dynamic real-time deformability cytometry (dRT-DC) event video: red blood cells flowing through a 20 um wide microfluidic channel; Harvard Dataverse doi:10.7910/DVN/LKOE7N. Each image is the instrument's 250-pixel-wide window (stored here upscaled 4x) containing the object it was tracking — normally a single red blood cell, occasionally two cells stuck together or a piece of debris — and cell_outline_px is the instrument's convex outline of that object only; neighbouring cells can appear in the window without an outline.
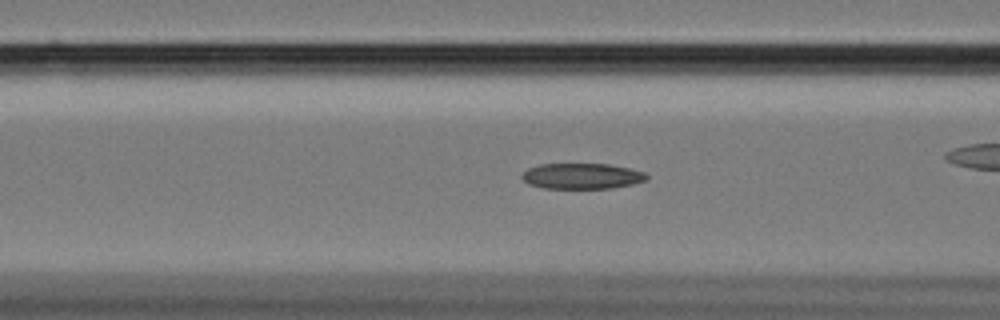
{"species": "Egyptian fruit bat (a non-hibernating species)", "species_latin": "Rousettus aegyptiacus", "temperature_condition": "cold", "stored_images_in_passage": 60, "camera_frame_rate_fps": 3000, "um_per_image_px": 0.085, "animal": {"sex": "female"}, "frame": {"image": 1, "passage_image": 24, "time_ms": 7.667, "image_size_px": [1000, 320], "cell_outline_px": [[648, 180], [632, 184], [612, 188], [544, 188], [528, 184], [520, 176], [528, 168], [540, 164], [608, 164], [628, 168], [644, 172], [648, 176]], "centroid_in_image_um": [49.46, 14.97], "position_along_channel_um": 117.1, "area_um2": 18.61}}
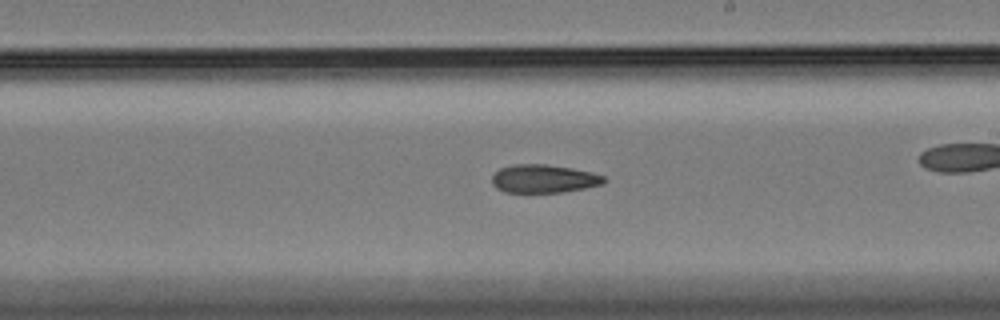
{"frame": {"image": 2, "passage_image": 35, "time_ms": 11.333, "image_size_px": [1000, 320], "cell_outline_px": [[608, 180], [604, 184], [584, 188], [560, 192], [504, 192], [496, 188], [492, 184], [492, 176], [500, 168], [512, 164], [544, 164], [572, 168], [592, 172], [604, 176]], "centroid_in_image_um": [46.23, 15.19], "position_along_channel_um": 242.8, "area_um2": 18.5}}
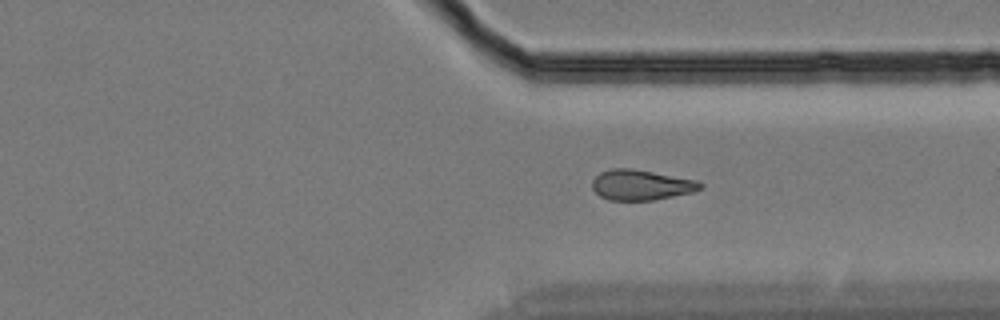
{"frame": {"image": 3, "passage_image": 45, "time_ms": 14.667, "image_size_px": [1000, 320], "cell_outline_px": [[704, 188], [692, 192], [652, 200], [608, 200], [600, 196], [592, 188], [592, 180], [600, 172], [612, 168], [632, 168], [696, 180], [704, 184]], "centroid_in_image_um": [54.48, 15.71], "position_along_channel_um": 356.9, "area_um2": 19.07}, "authors_computed_cell_mechanics": {"area_um2": 18.9584, "velocity_mm_per_s": 3.4207, "shape_relaxation_time_tau1_ms": null, "shape_relaxation_time_tau2_ms": 7.1044, "deformation_change_tau1": null, "deformation_change_tau2": 0.1482}}